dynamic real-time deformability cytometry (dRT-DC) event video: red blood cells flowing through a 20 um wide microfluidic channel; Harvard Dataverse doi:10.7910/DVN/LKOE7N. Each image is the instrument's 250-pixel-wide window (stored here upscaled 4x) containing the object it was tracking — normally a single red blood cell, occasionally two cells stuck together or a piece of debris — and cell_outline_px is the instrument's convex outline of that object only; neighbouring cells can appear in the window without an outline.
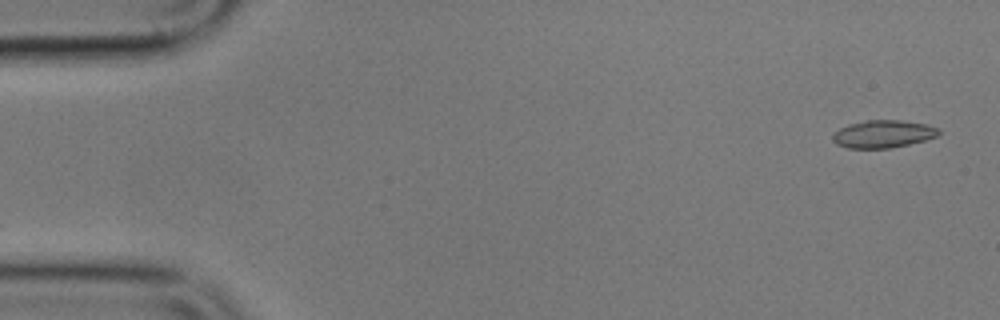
{"species": "common noctule bat (a hibernating species)", "species_latin": "Nyctalus noctula", "temperature_condition": "cold", "stored_images_in_passage": 11, "camera_frame_rate_fps": 3000, "um_per_image_px": 0.085, "animal": {"sex": "male", "body_mass_g": 17.9}, "frame": {"image": 1, "passage_image": 2, "time_ms": 0.333, "image_size_px": [1000, 320], "cell_outline_px": [[940, 132], [936, 136], [924, 140], [908, 144], [888, 148], [848, 148], [836, 144], [832, 140], [832, 136], [840, 128], [848, 124], [868, 120], [900, 120], [924, 124], [940, 128]], "centroid_in_image_um": [75.05, 11.38], "position_along_channel_um": 10.0, "area_um2": 16.88}}